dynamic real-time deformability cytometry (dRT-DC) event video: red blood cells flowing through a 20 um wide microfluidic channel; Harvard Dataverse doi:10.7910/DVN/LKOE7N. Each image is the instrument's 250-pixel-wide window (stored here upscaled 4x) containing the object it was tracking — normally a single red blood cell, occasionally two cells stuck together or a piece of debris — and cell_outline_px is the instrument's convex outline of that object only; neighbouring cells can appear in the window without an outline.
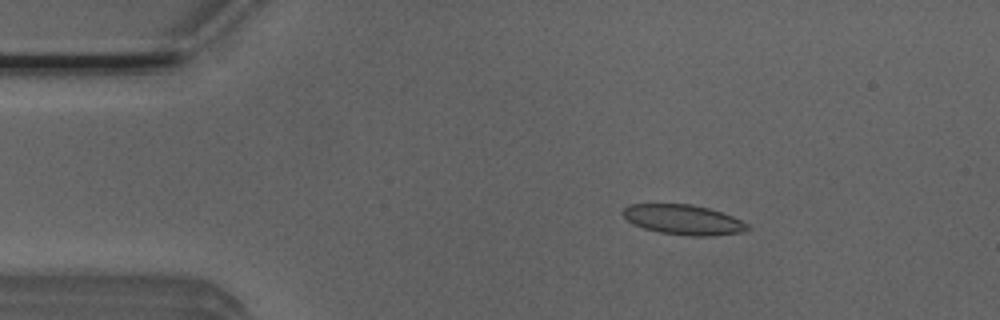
{"species": "Egyptian fruit bat (a non-hibernating species)", "species_latin": "Rousettus aegyptiacus", "temperature_condition": "room temperature", "stored_images_in_passage": 45, "camera_frame_rate_fps": 3000, "um_per_image_px": 0.085, "animal": {"sex": "male"}, "frame": {"image": 1, "passage_image": 1, "time_ms": 0.0, "image_size_px": [1000, 320], "cell_outline_px": [[752, 228], [744, 232], [712, 236], [688, 236], [660, 232], [644, 228], [632, 224], [620, 212], [628, 204], [688, 204], [708, 208], [732, 216], [748, 224]], "centroid_in_image_um": [58.09, 18.68], "position_along_channel_um": 26.9, "area_um2": 21.79}}
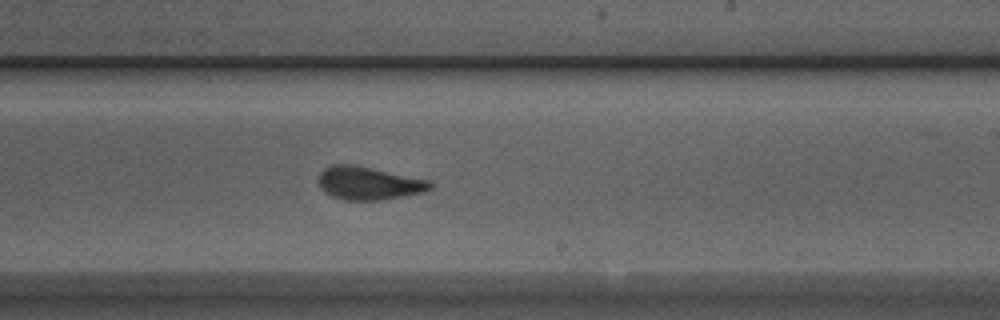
{"frame": {"image": 2, "passage_image": 23, "time_ms": 7.333, "image_size_px": [1000, 320], "cell_outline_px": [[432, 188], [424, 192], [380, 200], [344, 200], [332, 196], [324, 192], [320, 188], [316, 180], [320, 172], [324, 168], [332, 164], [348, 164], [432, 180]], "centroid_in_image_um": [31.3, 15.58], "position_along_channel_um": 257.7, "area_um2": 21.56}}
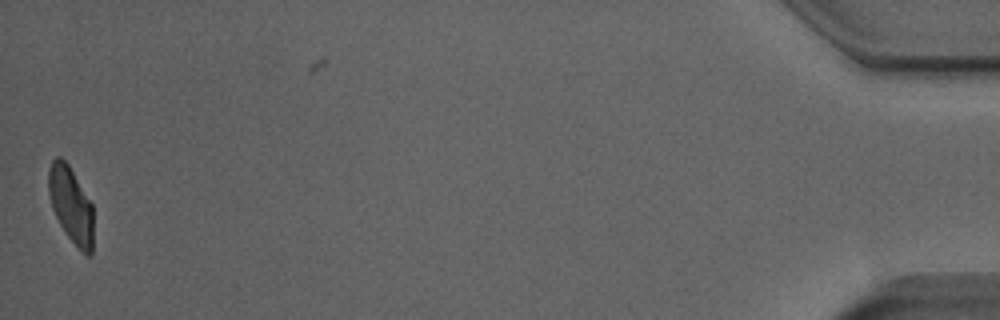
{"frame": {"image": 3, "passage_image": 44, "time_ms": 14.333, "image_size_px": [1000, 320], "cell_outline_px": [[92, 252], [88, 256], [80, 252], [68, 236], [60, 224], [52, 208], [48, 192], [48, 168], [52, 160], [56, 156], [60, 156], [68, 164], [92, 204]], "centroid_in_image_um": [6.01, 17.4], "position_along_channel_um": 429.2, "area_um2": 19.77}, "authors_computed_cell_mechanics": {"area_um2": 21.7906, "velocity_mm_per_s": 3.918, "shape_relaxation_time_tau1_ms": 4.5961, "shape_relaxation_time_tau2_ms": 1.1748, "deformation_change_tau1": 0.1408, "deformation_change_tau2": 0.078}}